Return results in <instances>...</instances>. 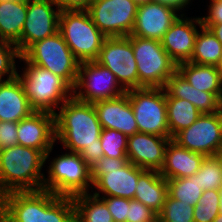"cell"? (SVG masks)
Returning <instances> with one entry per match:
<instances>
[{"instance_id":"cell-48","label":"cell","mask_w":222,"mask_h":222,"mask_svg":"<svg viewBox=\"0 0 222 222\" xmlns=\"http://www.w3.org/2000/svg\"><path fill=\"white\" fill-rule=\"evenodd\" d=\"M220 206H221V212H222V194H221V202H220Z\"/></svg>"},{"instance_id":"cell-31","label":"cell","mask_w":222,"mask_h":222,"mask_svg":"<svg viewBox=\"0 0 222 222\" xmlns=\"http://www.w3.org/2000/svg\"><path fill=\"white\" fill-rule=\"evenodd\" d=\"M167 184L168 195L171 198L191 206L196 205L203 194L196 174L186 178L168 179Z\"/></svg>"},{"instance_id":"cell-24","label":"cell","mask_w":222,"mask_h":222,"mask_svg":"<svg viewBox=\"0 0 222 222\" xmlns=\"http://www.w3.org/2000/svg\"><path fill=\"white\" fill-rule=\"evenodd\" d=\"M167 195V179L159 171L144 170L139 175L134 200L140 201L158 215L162 211Z\"/></svg>"},{"instance_id":"cell-2","label":"cell","mask_w":222,"mask_h":222,"mask_svg":"<svg viewBox=\"0 0 222 222\" xmlns=\"http://www.w3.org/2000/svg\"><path fill=\"white\" fill-rule=\"evenodd\" d=\"M44 171L45 155L38 149L14 145L0 150V197L13 191L42 190Z\"/></svg>"},{"instance_id":"cell-36","label":"cell","mask_w":222,"mask_h":222,"mask_svg":"<svg viewBox=\"0 0 222 222\" xmlns=\"http://www.w3.org/2000/svg\"><path fill=\"white\" fill-rule=\"evenodd\" d=\"M21 55L15 44L0 40V80H8L17 75Z\"/></svg>"},{"instance_id":"cell-45","label":"cell","mask_w":222,"mask_h":222,"mask_svg":"<svg viewBox=\"0 0 222 222\" xmlns=\"http://www.w3.org/2000/svg\"><path fill=\"white\" fill-rule=\"evenodd\" d=\"M213 222H222V212L213 220Z\"/></svg>"},{"instance_id":"cell-27","label":"cell","mask_w":222,"mask_h":222,"mask_svg":"<svg viewBox=\"0 0 222 222\" xmlns=\"http://www.w3.org/2000/svg\"><path fill=\"white\" fill-rule=\"evenodd\" d=\"M40 222H75V206L72 197L56 195L42 189Z\"/></svg>"},{"instance_id":"cell-26","label":"cell","mask_w":222,"mask_h":222,"mask_svg":"<svg viewBox=\"0 0 222 222\" xmlns=\"http://www.w3.org/2000/svg\"><path fill=\"white\" fill-rule=\"evenodd\" d=\"M27 15V0L0 1V40L16 44Z\"/></svg>"},{"instance_id":"cell-20","label":"cell","mask_w":222,"mask_h":222,"mask_svg":"<svg viewBox=\"0 0 222 222\" xmlns=\"http://www.w3.org/2000/svg\"><path fill=\"white\" fill-rule=\"evenodd\" d=\"M93 106L102 129H114L127 137L138 132L135 115L126 93L113 99L96 101Z\"/></svg>"},{"instance_id":"cell-17","label":"cell","mask_w":222,"mask_h":222,"mask_svg":"<svg viewBox=\"0 0 222 222\" xmlns=\"http://www.w3.org/2000/svg\"><path fill=\"white\" fill-rule=\"evenodd\" d=\"M18 145L35 148L44 155L58 147L55 141V114L34 111L30 116L18 122Z\"/></svg>"},{"instance_id":"cell-1","label":"cell","mask_w":222,"mask_h":222,"mask_svg":"<svg viewBox=\"0 0 222 222\" xmlns=\"http://www.w3.org/2000/svg\"><path fill=\"white\" fill-rule=\"evenodd\" d=\"M101 124L93 103L68 98L55 113V141L62 151L79 153L91 168L103 156Z\"/></svg>"},{"instance_id":"cell-28","label":"cell","mask_w":222,"mask_h":222,"mask_svg":"<svg viewBox=\"0 0 222 222\" xmlns=\"http://www.w3.org/2000/svg\"><path fill=\"white\" fill-rule=\"evenodd\" d=\"M75 206V222H114L106 203L92 193L72 197Z\"/></svg>"},{"instance_id":"cell-8","label":"cell","mask_w":222,"mask_h":222,"mask_svg":"<svg viewBox=\"0 0 222 222\" xmlns=\"http://www.w3.org/2000/svg\"><path fill=\"white\" fill-rule=\"evenodd\" d=\"M136 59L139 88H163L177 70V64L162 47L161 41L129 35Z\"/></svg>"},{"instance_id":"cell-29","label":"cell","mask_w":222,"mask_h":222,"mask_svg":"<svg viewBox=\"0 0 222 222\" xmlns=\"http://www.w3.org/2000/svg\"><path fill=\"white\" fill-rule=\"evenodd\" d=\"M221 60L222 44L209 28L201 26L189 62L218 67Z\"/></svg>"},{"instance_id":"cell-19","label":"cell","mask_w":222,"mask_h":222,"mask_svg":"<svg viewBox=\"0 0 222 222\" xmlns=\"http://www.w3.org/2000/svg\"><path fill=\"white\" fill-rule=\"evenodd\" d=\"M42 190L13 191L0 197L2 222H40Z\"/></svg>"},{"instance_id":"cell-37","label":"cell","mask_w":222,"mask_h":222,"mask_svg":"<svg viewBox=\"0 0 222 222\" xmlns=\"http://www.w3.org/2000/svg\"><path fill=\"white\" fill-rule=\"evenodd\" d=\"M126 222H157L158 215L140 201L131 199Z\"/></svg>"},{"instance_id":"cell-4","label":"cell","mask_w":222,"mask_h":222,"mask_svg":"<svg viewBox=\"0 0 222 222\" xmlns=\"http://www.w3.org/2000/svg\"><path fill=\"white\" fill-rule=\"evenodd\" d=\"M19 64L17 76L35 111L55 114L72 97V87L58 75L30 63Z\"/></svg>"},{"instance_id":"cell-47","label":"cell","mask_w":222,"mask_h":222,"mask_svg":"<svg viewBox=\"0 0 222 222\" xmlns=\"http://www.w3.org/2000/svg\"><path fill=\"white\" fill-rule=\"evenodd\" d=\"M0 1H23V0H0Z\"/></svg>"},{"instance_id":"cell-32","label":"cell","mask_w":222,"mask_h":222,"mask_svg":"<svg viewBox=\"0 0 222 222\" xmlns=\"http://www.w3.org/2000/svg\"><path fill=\"white\" fill-rule=\"evenodd\" d=\"M195 174L203 191H222V155L206 156Z\"/></svg>"},{"instance_id":"cell-12","label":"cell","mask_w":222,"mask_h":222,"mask_svg":"<svg viewBox=\"0 0 222 222\" xmlns=\"http://www.w3.org/2000/svg\"><path fill=\"white\" fill-rule=\"evenodd\" d=\"M172 139L180 146L204 156L222 154V110L201 114L194 123Z\"/></svg>"},{"instance_id":"cell-40","label":"cell","mask_w":222,"mask_h":222,"mask_svg":"<svg viewBox=\"0 0 222 222\" xmlns=\"http://www.w3.org/2000/svg\"><path fill=\"white\" fill-rule=\"evenodd\" d=\"M209 4V5H208ZM206 14L200 15L201 24L222 23V0H214L205 5Z\"/></svg>"},{"instance_id":"cell-22","label":"cell","mask_w":222,"mask_h":222,"mask_svg":"<svg viewBox=\"0 0 222 222\" xmlns=\"http://www.w3.org/2000/svg\"><path fill=\"white\" fill-rule=\"evenodd\" d=\"M34 111L17 75L0 80V121L19 122Z\"/></svg>"},{"instance_id":"cell-35","label":"cell","mask_w":222,"mask_h":222,"mask_svg":"<svg viewBox=\"0 0 222 222\" xmlns=\"http://www.w3.org/2000/svg\"><path fill=\"white\" fill-rule=\"evenodd\" d=\"M99 139L105 157L128 158V137L125 134L114 129H102Z\"/></svg>"},{"instance_id":"cell-21","label":"cell","mask_w":222,"mask_h":222,"mask_svg":"<svg viewBox=\"0 0 222 222\" xmlns=\"http://www.w3.org/2000/svg\"><path fill=\"white\" fill-rule=\"evenodd\" d=\"M166 98L184 99L197 108L201 114L216 113L222 110V101L210 92L192 86L177 70L164 85Z\"/></svg>"},{"instance_id":"cell-14","label":"cell","mask_w":222,"mask_h":222,"mask_svg":"<svg viewBox=\"0 0 222 222\" xmlns=\"http://www.w3.org/2000/svg\"><path fill=\"white\" fill-rule=\"evenodd\" d=\"M61 9L55 1L27 0V15L20 40L15 44L22 55L32 44L59 31Z\"/></svg>"},{"instance_id":"cell-6","label":"cell","mask_w":222,"mask_h":222,"mask_svg":"<svg viewBox=\"0 0 222 222\" xmlns=\"http://www.w3.org/2000/svg\"><path fill=\"white\" fill-rule=\"evenodd\" d=\"M59 32L80 63L96 61L106 39L87 10H61Z\"/></svg>"},{"instance_id":"cell-11","label":"cell","mask_w":222,"mask_h":222,"mask_svg":"<svg viewBox=\"0 0 222 222\" xmlns=\"http://www.w3.org/2000/svg\"><path fill=\"white\" fill-rule=\"evenodd\" d=\"M106 37L129 36L138 5L133 0H93L86 9Z\"/></svg>"},{"instance_id":"cell-16","label":"cell","mask_w":222,"mask_h":222,"mask_svg":"<svg viewBox=\"0 0 222 222\" xmlns=\"http://www.w3.org/2000/svg\"><path fill=\"white\" fill-rule=\"evenodd\" d=\"M181 14L177 9L160 2L141 4L130 35L161 41Z\"/></svg>"},{"instance_id":"cell-43","label":"cell","mask_w":222,"mask_h":222,"mask_svg":"<svg viewBox=\"0 0 222 222\" xmlns=\"http://www.w3.org/2000/svg\"><path fill=\"white\" fill-rule=\"evenodd\" d=\"M203 27L209 28L213 34L216 36V38L220 41L222 44V23L217 24H202Z\"/></svg>"},{"instance_id":"cell-15","label":"cell","mask_w":222,"mask_h":222,"mask_svg":"<svg viewBox=\"0 0 222 222\" xmlns=\"http://www.w3.org/2000/svg\"><path fill=\"white\" fill-rule=\"evenodd\" d=\"M202 26L200 15L181 14L161 39L162 47L176 63L188 62L193 54L196 36Z\"/></svg>"},{"instance_id":"cell-33","label":"cell","mask_w":222,"mask_h":222,"mask_svg":"<svg viewBox=\"0 0 222 222\" xmlns=\"http://www.w3.org/2000/svg\"><path fill=\"white\" fill-rule=\"evenodd\" d=\"M221 194L219 190L203 191L198 203L194 205V222H213L221 212Z\"/></svg>"},{"instance_id":"cell-30","label":"cell","mask_w":222,"mask_h":222,"mask_svg":"<svg viewBox=\"0 0 222 222\" xmlns=\"http://www.w3.org/2000/svg\"><path fill=\"white\" fill-rule=\"evenodd\" d=\"M166 105L171 138L201 116L194 104L184 99L166 98Z\"/></svg>"},{"instance_id":"cell-39","label":"cell","mask_w":222,"mask_h":222,"mask_svg":"<svg viewBox=\"0 0 222 222\" xmlns=\"http://www.w3.org/2000/svg\"><path fill=\"white\" fill-rule=\"evenodd\" d=\"M18 122L0 121V150L18 145Z\"/></svg>"},{"instance_id":"cell-3","label":"cell","mask_w":222,"mask_h":222,"mask_svg":"<svg viewBox=\"0 0 222 222\" xmlns=\"http://www.w3.org/2000/svg\"><path fill=\"white\" fill-rule=\"evenodd\" d=\"M54 147L45 155V177L43 190L60 196L73 197L78 194L91 193V168L81 158L79 153L65 151L50 156ZM52 157V158H51ZM47 166V167H46ZM48 168V169H47ZM47 173V174H46Z\"/></svg>"},{"instance_id":"cell-9","label":"cell","mask_w":222,"mask_h":222,"mask_svg":"<svg viewBox=\"0 0 222 222\" xmlns=\"http://www.w3.org/2000/svg\"><path fill=\"white\" fill-rule=\"evenodd\" d=\"M138 132L171 138L164 88H136L126 91Z\"/></svg>"},{"instance_id":"cell-7","label":"cell","mask_w":222,"mask_h":222,"mask_svg":"<svg viewBox=\"0 0 222 222\" xmlns=\"http://www.w3.org/2000/svg\"><path fill=\"white\" fill-rule=\"evenodd\" d=\"M19 62L49 70L64 79L72 88L75 86L80 64L59 31L32 44L21 55Z\"/></svg>"},{"instance_id":"cell-25","label":"cell","mask_w":222,"mask_h":222,"mask_svg":"<svg viewBox=\"0 0 222 222\" xmlns=\"http://www.w3.org/2000/svg\"><path fill=\"white\" fill-rule=\"evenodd\" d=\"M177 71L192 86L214 93L222 101V77L218 67L188 61L177 64Z\"/></svg>"},{"instance_id":"cell-42","label":"cell","mask_w":222,"mask_h":222,"mask_svg":"<svg viewBox=\"0 0 222 222\" xmlns=\"http://www.w3.org/2000/svg\"><path fill=\"white\" fill-rule=\"evenodd\" d=\"M154 1L171 6L180 11L182 14L189 13L188 9H191L190 7H192L191 6L193 4L192 2H195L194 0H154Z\"/></svg>"},{"instance_id":"cell-46","label":"cell","mask_w":222,"mask_h":222,"mask_svg":"<svg viewBox=\"0 0 222 222\" xmlns=\"http://www.w3.org/2000/svg\"><path fill=\"white\" fill-rule=\"evenodd\" d=\"M218 69H219V71L221 72V77H222V60H221V62H220V64H219V66H218Z\"/></svg>"},{"instance_id":"cell-10","label":"cell","mask_w":222,"mask_h":222,"mask_svg":"<svg viewBox=\"0 0 222 222\" xmlns=\"http://www.w3.org/2000/svg\"><path fill=\"white\" fill-rule=\"evenodd\" d=\"M126 91L118 83L115 75L97 61L79 64V71L72 96L79 101L95 103L116 98Z\"/></svg>"},{"instance_id":"cell-18","label":"cell","mask_w":222,"mask_h":222,"mask_svg":"<svg viewBox=\"0 0 222 222\" xmlns=\"http://www.w3.org/2000/svg\"><path fill=\"white\" fill-rule=\"evenodd\" d=\"M170 139L172 138L136 132L128 137V161L145 170L160 171Z\"/></svg>"},{"instance_id":"cell-41","label":"cell","mask_w":222,"mask_h":222,"mask_svg":"<svg viewBox=\"0 0 222 222\" xmlns=\"http://www.w3.org/2000/svg\"><path fill=\"white\" fill-rule=\"evenodd\" d=\"M93 0H55L61 10H86Z\"/></svg>"},{"instance_id":"cell-44","label":"cell","mask_w":222,"mask_h":222,"mask_svg":"<svg viewBox=\"0 0 222 222\" xmlns=\"http://www.w3.org/2000/svg\"><path fill=\"white\" fill-rule=\"evenodd\" d=\"M133 1L139 6L141 4H146V3L152 2L154 0H133Z\"/></svg>"},{"instance_id":"cell-5","label":"cell","mask_w":222,"mask_h":222,"mask_svg":"<svg viewBox=\"0 0 222 222\" xmlns=\"http://www.w3.org/2000/svg\"><path fill=\"white\" fill-rule=\"evenodd\" d=\"M144 170L130 163L128 158L103 156L91 167V193L97 197L134 199L139 175Z\"/></svg>"},{"instance_id":"cell-34","label":"cell","mask_w":222,"mask_h":222,"mask_svg":"<svg viewBox=\"0 0 222 222\" xmlns=\"http://www.w3.org/2000/svg\"><path fill=\"white\" fill-rule=\"evenodd\" d=\"M194 206L167 195L157 222H194Z\"/></svg>"},{"instance_id":"cell-23","label":"cell","mask_w":222,"mask_h":222,"mask_svg":"<svg viewBox=\"0 0 222 222\" xmlns=\"http://www.w3.org/2000/svg\"><path fill=\"white\" fill-rule=\"evenodd\" d=\"M206 156L192 152L170 139L165 150V157L160 174L168 179L193 176Z\"/></svg>"},{"instance_id":"cell-38","label":"cell","mask_w":222,"mask_h":222,"mask_svg":"<svg viewBox=\"0 0 222 222\" xmlns=\"http://www.w3.org/2000/svg\"><path fill=\"white\" fill-rule=\"evenodd\" d=\"M108 207L114 222H126L130 199L120 197H100Z\"/></svg>"},{"instance_id":"cell-13","label":"cell","mask_w":222,"mask_h":222,"mask_svg":"<svg viewBox=\"0 0 222 222\" xmlns=\"http://www.w3.org/2000/svg\"><path fill=\"white\" fill-rule=\"evenodd\" d=\"M96 61L115 75L125 91L139 88L137 64L129 36L106 37Z\"/></svg>"}]
</instances>
